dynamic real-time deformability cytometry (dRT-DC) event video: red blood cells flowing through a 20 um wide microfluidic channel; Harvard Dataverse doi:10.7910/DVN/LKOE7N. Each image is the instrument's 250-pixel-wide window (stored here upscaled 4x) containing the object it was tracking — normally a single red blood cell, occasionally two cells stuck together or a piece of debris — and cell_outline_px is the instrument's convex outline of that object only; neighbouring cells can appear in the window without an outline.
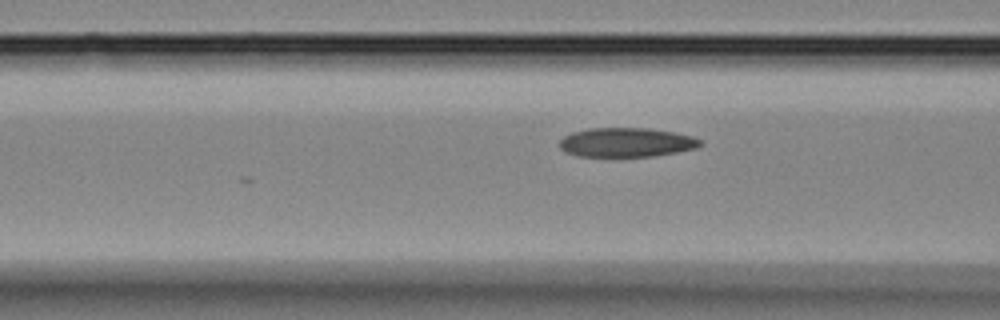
{"species": "Egyptian fruit bat (a non-hibernating species)", "species_latin": "Rousettus aegyptiacus", "temperature_condition": "room temperature", "stored_images_in_passage": 4, "camera_frame_rate_fps": 3000, "um_per_image_px": 0.085, "animal": {"sex": "female"}, "frame": {"image": 1, "passage_image": 4, "time_ms": 1.0, "image_size_px": [1000, 320], "cell_outline_px": [[704, 144], [696, 148], [656, 156], [576, 156], [564, 152], [560, 148], [560, 140], [564, 136], [572, 132], [588, 128], [648, 128], [676, 132], [692, 136], [700, 140]], "centroid_in_image_um": [53.24, 12.1], "position_along_channel_um": 113.4, "area_um2": 24.1}}